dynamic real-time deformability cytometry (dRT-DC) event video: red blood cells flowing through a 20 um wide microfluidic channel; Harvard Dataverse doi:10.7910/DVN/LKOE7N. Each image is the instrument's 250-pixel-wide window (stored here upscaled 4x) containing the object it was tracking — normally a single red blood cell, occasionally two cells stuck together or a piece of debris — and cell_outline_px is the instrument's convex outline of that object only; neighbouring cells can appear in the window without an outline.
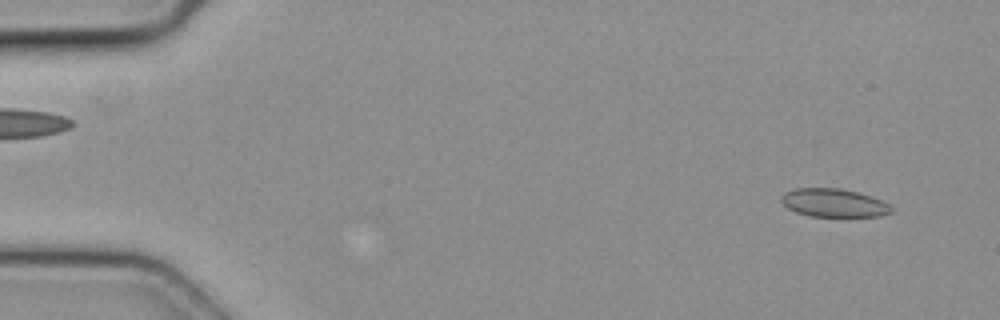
{"species": "common noctule bat (a hibernating species)", "species_latin": "Nyctalus noctula", "temperature_condition": "cold", "stored_images_in_passage": 13, "camera_frame_rate_fps": 3000, "um_per_image_px": 0.085, "animal": {"sex": "female", "body_mass_g": 19.3, "forearm_length_mm": 54.1}, "frame": {"image": 1, "passage_image": 3, "time_ms": 0.667, "image_size_px": [1000, 320], "cell_outline_px": [[896, 208], [892, 212], [880, 216], [812, 216], [796, 212], [788, 208], [780, 200], [780, 196], [784, 192], [796, 188], [840, 188], [872, 196]], "centroid_in_image_um": [70.88, 17.24], "position_along_channel_um": 14.1, "area_um2": 18.15}}